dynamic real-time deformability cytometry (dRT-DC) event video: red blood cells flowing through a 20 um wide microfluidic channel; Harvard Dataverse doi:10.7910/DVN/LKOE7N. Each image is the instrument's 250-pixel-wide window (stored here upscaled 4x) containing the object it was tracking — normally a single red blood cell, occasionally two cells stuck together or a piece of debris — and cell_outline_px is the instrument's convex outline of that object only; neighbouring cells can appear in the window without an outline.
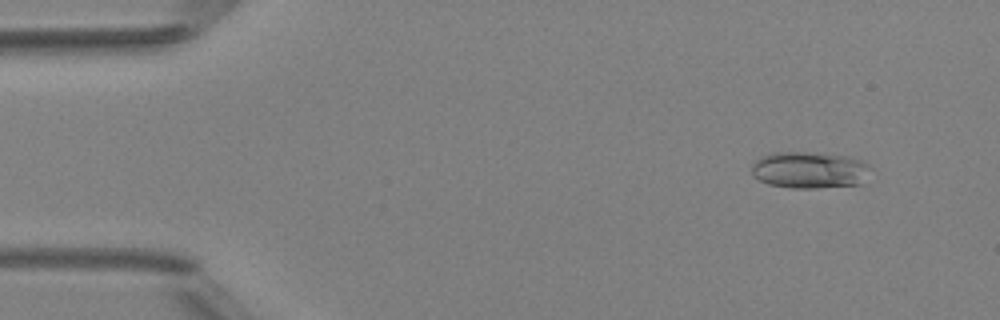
{"species": "Egyptian fruit bat (a non-hibernating species)", "species_latin": "Rousettus aegyptiacus", "temperature_condition": "room temperature", "stored_images_in_passage": 5, "camera_frame_rate_fps": 3000, "um_per_image_px": 0.085, "animal": {"sex": "female"}, "frame": {"image": 1, "passage_image": 2, "time_ms": 1.0, "image_size_px": [1000, 320], "cell_outline_px": [[872, 168], [864, 184], [816, 188], [792, 188], [768, 184], [752, 176], [752, 164], [760, 156], [772, 152], [804, 152], [848, 156], [864, 160]], "centroid_in_image_um": [68.85, 14.45], "position_along_channel_um": 16.2, "area_um2": 25.89}}
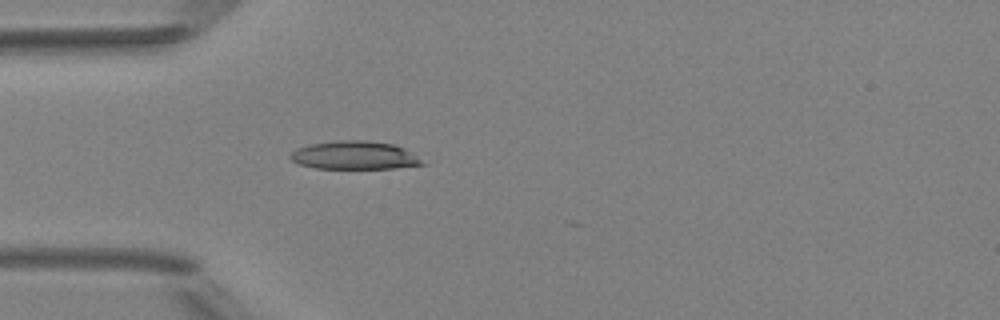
{"frame": {"image": 2, "passage_image": 5, "time_ms": 4.333, "image_size_px": [1000, 320], "cell_outline_px": [[428, 164], [392, 168], [316, 168], [300, 164], [292, 160], [288, 156], [296, 148], [312, 144], [340, 140], [364, 140], [392, 144], [404, 148]], "centroid_in_image_um": [30.13, 13.2], "position_along_channel_um": 54.9, "area_um2": 21.44}}